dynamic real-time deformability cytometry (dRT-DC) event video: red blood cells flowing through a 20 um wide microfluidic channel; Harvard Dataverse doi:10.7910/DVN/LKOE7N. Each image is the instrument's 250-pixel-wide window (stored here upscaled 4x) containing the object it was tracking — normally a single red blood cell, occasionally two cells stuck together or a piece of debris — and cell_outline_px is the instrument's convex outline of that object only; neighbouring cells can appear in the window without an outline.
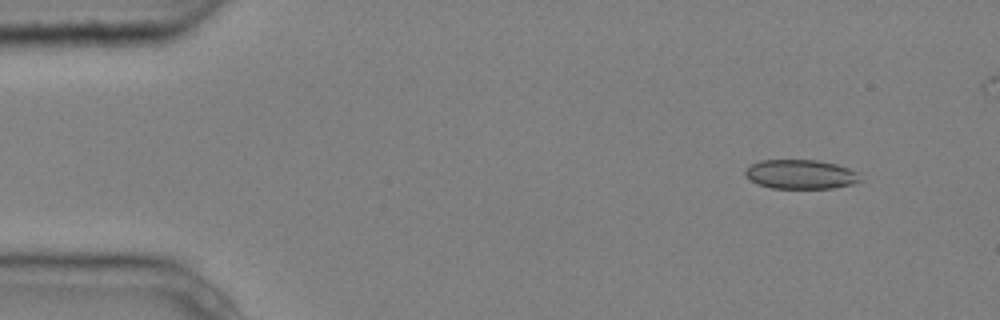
{"species": "common noctule bat (a hibernating species)", "species_latin": "Nyctalus noctula", "temperature_condition": "cold", "stored_images_in_passage": 5, "segment_of_instrument_passage": [1, 2], "camera_frame_rate_fps": 3000, "um_per_image_px": 0.085, "animal": {"sex": "male", "body_mass_g": 20.4}, "frame": {"image": 1, "passage_image": 1, "time_ms": 0.0, "image_size_px": [1000, 320], "cell_outline_px": [[864, 180], [852, 184], [832, 188], [772, 188], [756, 184], [744, 176], [744, 168], [760, 160], [816, 160], [836, 164], [848, 168], [856, 172]], "centroid_in_image_um": [68.02, 14.82], "position_along_channel_um": 17.0, "area_um2": 19.77}}
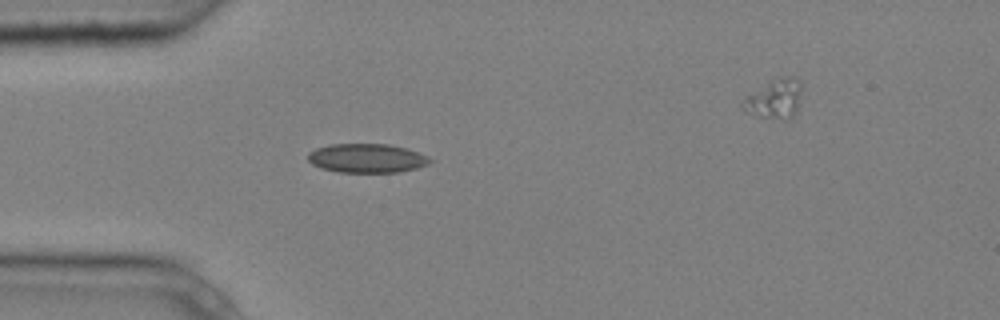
{"frame": {"image": 2, "passage_image": 4, "time_ms": 1.0, "image_size_px": [1000, 320], "cell_outline_px": [[432, 160], [428, 164], [416, 168], [400, 172], [336, 172], [320, 168], [312, 164], [308, 160], [308, 152], [316, 148], [328, 144], [388, 144], [408, 148], [428, 156]], "centroid_in_image_um": [31.17, 13.44], "position_along_channel_um": 53.8, "area_um2": 20.81}}